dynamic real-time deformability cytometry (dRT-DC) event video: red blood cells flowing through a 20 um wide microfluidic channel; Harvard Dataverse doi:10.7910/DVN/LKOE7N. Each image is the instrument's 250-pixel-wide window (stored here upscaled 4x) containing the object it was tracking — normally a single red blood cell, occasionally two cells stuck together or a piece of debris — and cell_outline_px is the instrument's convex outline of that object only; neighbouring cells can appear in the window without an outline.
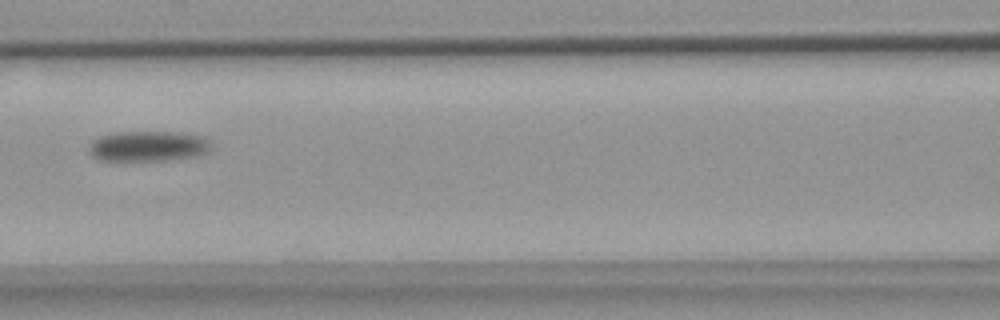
{"species": "common noctule bat (a hibernating species)", "species_latin": "Nyctalus noctula", "temperature_condition": "warm", "stored_images_in_passage": 7, "camera_frame_rate_fps": 3000, "um_per_image_px": 0.085, "animal": {"sex": "female", "body_mass_g": 18.4}, "frame": {"image": 1, "passage_image": 3, "time_ms": 2.333, "image_size_px": [1000, 320], "cell_outline_px": [[208, 152], [196, 156], [168, 160], [124, 164], [100, 160], [92, 156], [88, 152], [88, 148], [92, 140], [100, 136], [116, 132], [184, 132], [204, 136], [208, 140]], "centroid_in_image_um": [12.5, 12.47], "position_along_channel_um": 154.1, "area_um2": 22.66}}
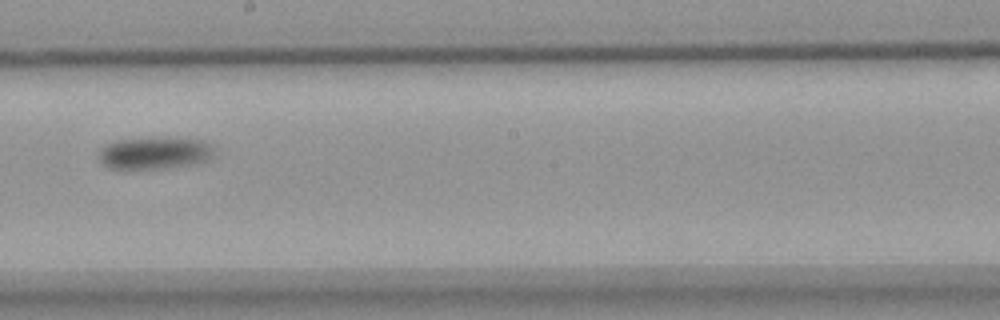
{"frame": {"image": 2, "passage_image": 5, "time_ms": 4.667, "image_size_px": [1000, 320], "cell_outline_px": [[212, 152], [208, 160], [196, 164], [164, 168], [128, 172], [108, 168], [100, 160], [100, 148], [116, 140], [156, 136], [204, 140], [212, 148]], "centroid_in_image_um": [13.08, 13.03], "position_along_channel_um": 235.1, "area_um2": 22.48}}
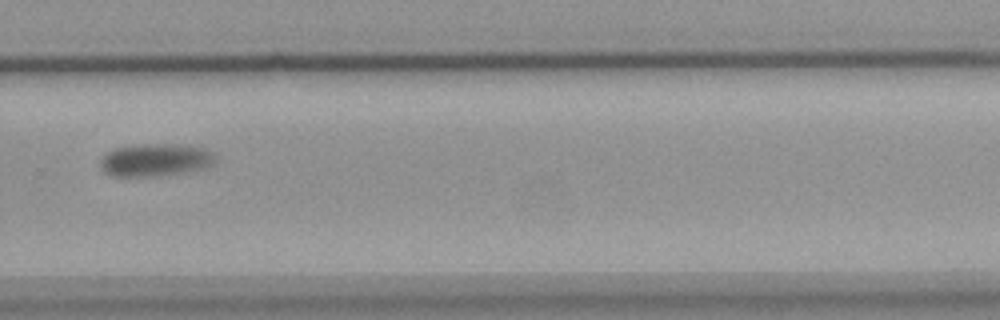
{"frame": {"image": 3, "passage_image": 7, "time_ms": 7.0, "image_size_px": [1000, 320], "cell_outline_px": [[216, 160], [208, 168], [184, 172], [152, 176], [112, 176], [104, 172], [100, 168], [100, 160], [108, 152], [116, 148], [140, 144], [188, 144], [204, 148], [212, 152], [216, 156]], "centroid_in_image_um": [13.25, 13.59], "position_along_channel_um": 316.6, "area_um2": 22.08}}